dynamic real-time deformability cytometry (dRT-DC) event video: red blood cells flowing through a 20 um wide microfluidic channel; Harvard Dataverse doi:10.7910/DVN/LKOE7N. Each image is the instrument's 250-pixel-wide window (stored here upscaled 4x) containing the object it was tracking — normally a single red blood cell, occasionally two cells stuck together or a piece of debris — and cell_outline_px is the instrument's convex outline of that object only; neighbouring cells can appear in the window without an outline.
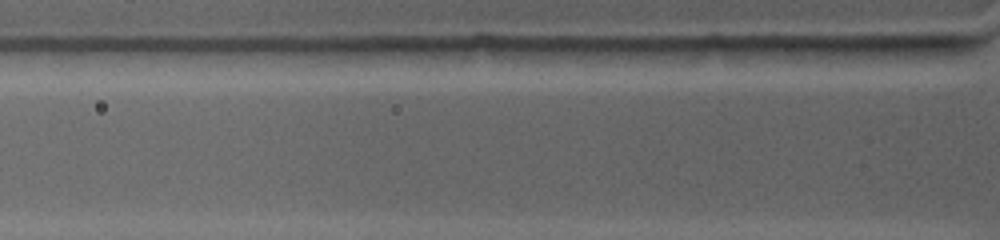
{"species": "common noctule bat (a hibernating species)", "species_latin": "Nyctalus noctula", "temperature_condition": "warm", "stored_images_in_passage": 2, "camera_frame_rate_fps": 4500, "um_per_image_px": 0.085, "animal": {"sex": "female", "body_mass_g": 19.0, "forearm_length_mm": 53.3}, "frame": {"image": 1, "passage_image": 2, "time_ms": 0.444, "image_size_px": [1000, 240], "cell_outline_px": [[960, 52], [956, 60], [912, 64], [868, 56], [840, 48], [876, 44], [956, 44]], "centroid_in_image_um": [77.31, 4.45], "position_along_channel_um": 48.5, "area_um2": 12.14}}